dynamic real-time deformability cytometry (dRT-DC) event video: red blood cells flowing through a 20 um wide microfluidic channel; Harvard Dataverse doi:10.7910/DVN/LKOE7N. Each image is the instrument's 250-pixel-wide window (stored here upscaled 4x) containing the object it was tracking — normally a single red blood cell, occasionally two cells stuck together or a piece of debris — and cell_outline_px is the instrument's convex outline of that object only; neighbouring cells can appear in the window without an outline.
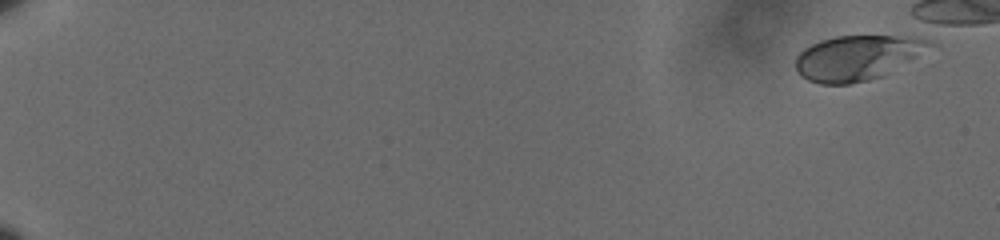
{"species": "human", "species_latin": "Homo sapiens", "temperature_condition": "cold", "stored_images_in_passage": 48, "camera_frame_rate_fps": 3000, "um_per_image_px": 0.085, "donor": {"sex": "male"}, "frame": {"image": 1, "passage_image": 1, "time_ms": 0.0, "image_size_px": [1000, 240], "cell_outline_px": [[936, 44], [884, 76], [868, 80], [848, 84], [820, 84], [808, 80], [796, 68], [796, 56], [804, 48], [820, 40], [836, 36], [920, 36]], "centroid_in_image_um": [72.89, 4.89], "position_along_channel_um": 12.1, "area_um2": 34.97}}
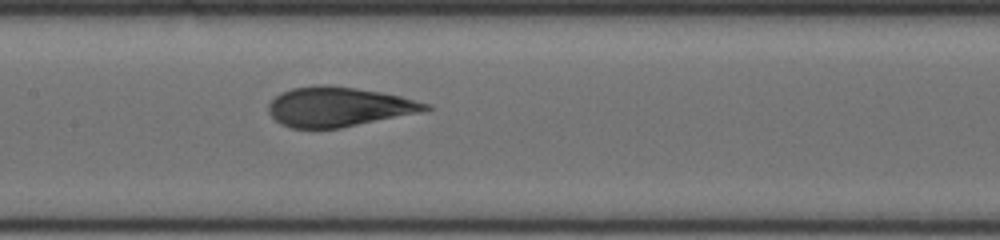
{"frame": {"image": 2, "passage_image": 28, "time_ms": 9.0, "image_size_px": [1000, 240], "cell_outline_px": [[432, 108], [420, 112], [340, 128], [292, 128], [280, 124], [268, 112], [268, 104], [280, 92], [292, 88], [312, 84], [328, 84], [356, 88], [380, 92], [400, 96], [432, 104]], "centroid_in_image_um": [28.75, 9.06], "position_along_channel_um": 178.6, "area_um2": 36.3}}
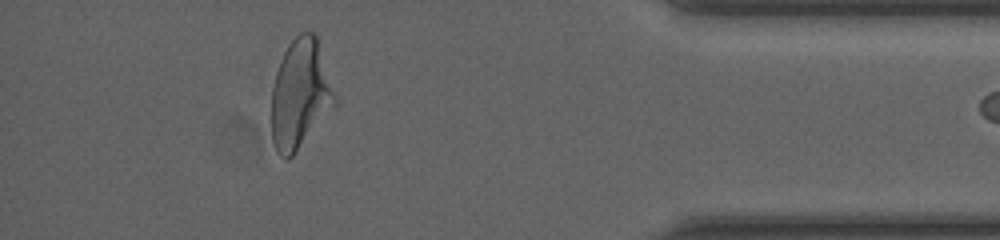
{"frame": {"image": 3, "passage_image": 47, "time_ms": 15.333, "image_size_px": [1000, 240], "cell_outline_px": [[336, 104], [292, 156], [288, 160], [284, 160], [276, 152], [272, 140], [272, 88], [276, 72], [280, 60], [288, 44], [300, 32], [316, 32], [336, 96]], "centroid_in_image_um": [25.51, 7.99], "position_along_channel_um": 409.7, "area_um2": 40.29}}